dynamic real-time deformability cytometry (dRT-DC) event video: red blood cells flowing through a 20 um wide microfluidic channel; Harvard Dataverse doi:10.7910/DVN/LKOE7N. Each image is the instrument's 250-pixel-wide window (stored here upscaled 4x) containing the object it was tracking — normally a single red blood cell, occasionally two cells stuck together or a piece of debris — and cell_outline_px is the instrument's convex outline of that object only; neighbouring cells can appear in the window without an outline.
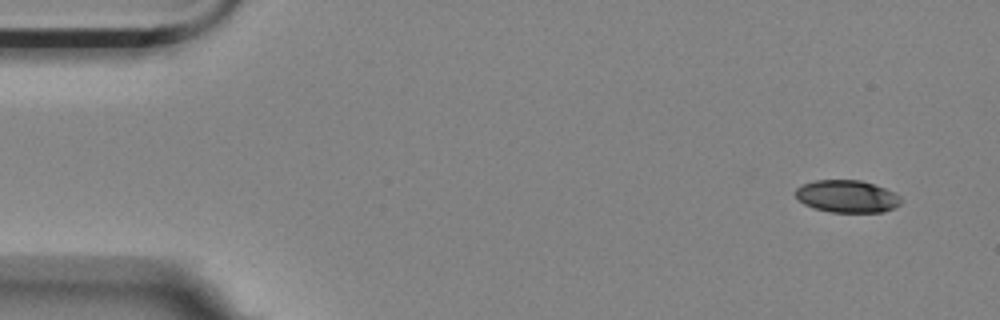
{"species": "Egyptian fruit bat (a non-hibernating species)", "species_latin": "Rousettus aegyptiacus", "temperature_condition": "room temperature", "stored_images_in_passage": 5, "camera_frame_rate_fps": 3000, "um_per_image_px": 0.085, "animal": {"sex": "female"}, "frame": {"image": 1, "passage_image": 1, "time_ms": 0.0, "image_size_px": [1000, 320], "cell_outline_px": [[900, 204], [884, 212], [828, 212], [812, 208], [804, 204], [796, 196], [796, 188], [804, 184], [816, 180], [860, 180], [884, 188], [900, 196]], "centroid_in_image_um": [71.97, 16.7], "position_along_channel_um": 13.0, "area_um2": 19.71}}
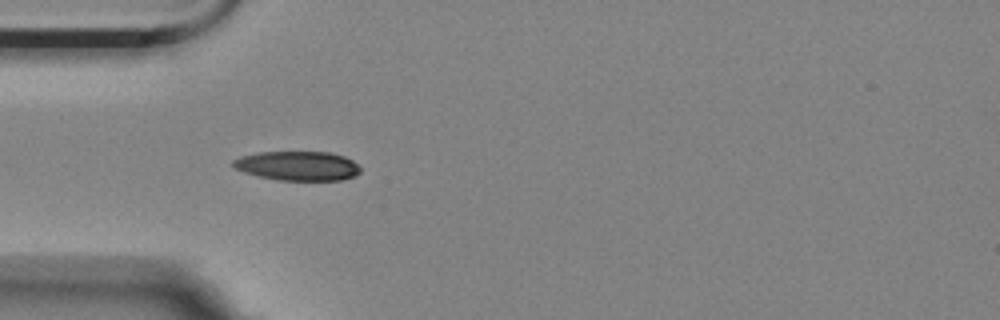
{"frame": {"image": 2, "passage_image": 4, "time_ms": 1.0, "image_size_px": [1000, 320], "cell_outline_px": [[360, 172], [356, 176], [340, 180], [280, 180], [260, 176], [244, 172], [236, 168], [232, 164], [232, 160], [240, 156], [260, 152], [332, 152], [344, 156], [352, 160], [360, 168]], "centroid_in_image_um": [25.32, 14.09], "position_along_channel_um": 59.7, "area_um2": 21.68}}
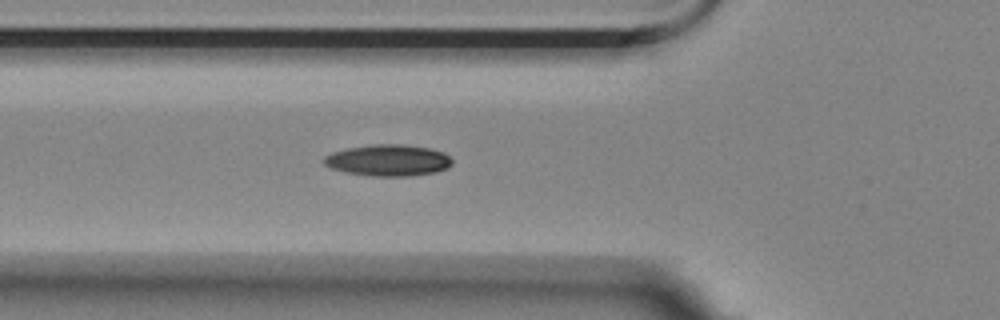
{"frame": {"image": 3, "passage_image": 5, "time_ms": 1.333, "image_size_px": [1000, 320], "cell_outline_px": [[452, 164], [448, 168], [436, 172], [412, 176], [372, 176], [348, 172], [332, 168], [324, 164], [324, 156], [332, 152], [348, 148], [372, 144], [400, 144], [428, 148], [444, 152], [452, 160]], "centroid_in_image_um": [33.02, 13.62], "position_along_channel_um": 92.8, "area_um2": 23.41}}